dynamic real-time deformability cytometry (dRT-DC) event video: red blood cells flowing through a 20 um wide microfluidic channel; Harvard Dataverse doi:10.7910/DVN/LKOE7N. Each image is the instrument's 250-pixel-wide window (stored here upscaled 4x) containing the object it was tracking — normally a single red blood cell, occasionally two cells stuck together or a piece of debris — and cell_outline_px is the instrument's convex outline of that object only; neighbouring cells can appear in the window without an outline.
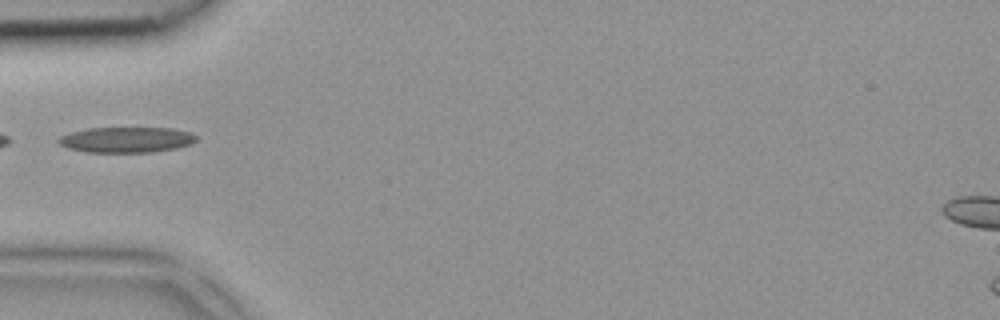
{"species": "common noctule bat (a hibernating species)", "species_latin": "Nyctalus noctula", "temperature_condition": "room temperature", "stored_images_in_passage": 3, "camera_frame_rate_fps": 3000, "um_per_image_px": 0.085, "animal": {"sex": "female", "body_mass_g": 18.4}, "frame": {"image": 1, "passage_image": 3, "time_ms": 0.667, "image_size_px": [1000, 320], "cell_outline_px": [[196, 140], [192, 144], [176, 148], [152, 152], [88, 152], [68, 148], [60, 144], [56, 140], [60, 136], [72, 132], [88, 128], [172, 128], [192, 132], [196, 136]], "centroid_in_image_um": [10.77, 11.87], "position_along_channel_um": 74.2, "area_um2": 20.52}}